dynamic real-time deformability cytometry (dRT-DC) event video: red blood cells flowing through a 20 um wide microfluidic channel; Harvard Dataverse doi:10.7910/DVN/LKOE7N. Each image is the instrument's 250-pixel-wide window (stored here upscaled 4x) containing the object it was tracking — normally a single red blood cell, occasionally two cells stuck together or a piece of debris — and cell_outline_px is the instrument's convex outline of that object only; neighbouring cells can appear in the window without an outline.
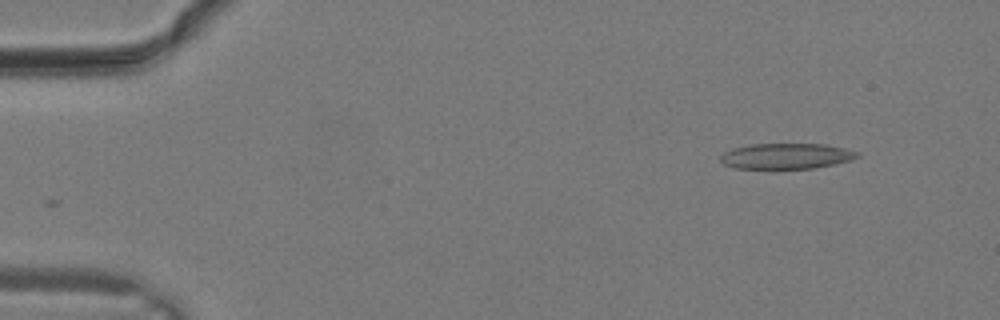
{"species": "common noctule bat (a hibernating species)", "species_latin": "Nyctalus noctula", "temperature_condition": "warm", "stored_images_in_passage": 9, "camera_frame_rate_fps": 3000, "um_per_image_px": 0.085, "animal": {"sex": "male", "body_mass_g": 19.2, "forearm_length_mm": 51.8}, "frame": {"image": 1, "passage_image": 1, "time_ms": 0.0, "image_size_px": [1000, 320], "cell_outline_px": [[860, 156], [852, 160], [836, 164], [816, 168], [736, 168], [724, 164], [720, 160], [720, 156], [724, 152], [732, 148], [752, 144], [824, 144], [844, 148], [860, 152]], "centroid_in_image_um": [66.87, 13.26], "position_along_channel_um": 18.1, "area_um2": 20.46}}